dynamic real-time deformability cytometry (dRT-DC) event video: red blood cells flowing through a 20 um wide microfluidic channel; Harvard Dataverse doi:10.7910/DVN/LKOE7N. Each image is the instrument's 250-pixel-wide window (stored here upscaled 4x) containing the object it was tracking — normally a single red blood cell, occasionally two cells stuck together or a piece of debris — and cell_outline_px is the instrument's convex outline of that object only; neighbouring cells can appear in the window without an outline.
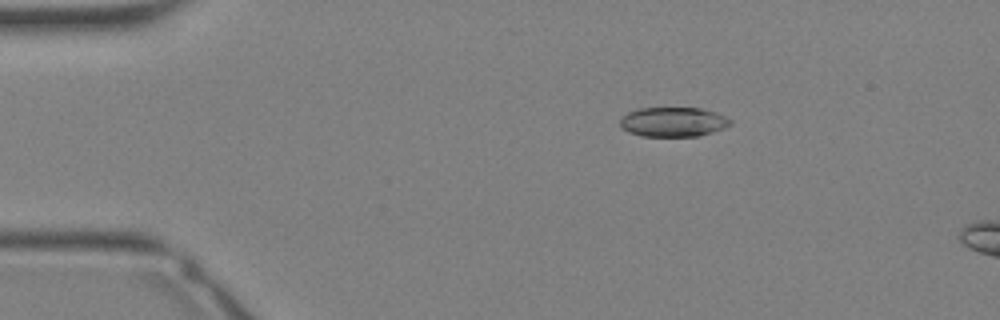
{"species": "Egyptian fruit bat (a non-hibernating species)", "species_latin": "Rousettus aegyptiacus", "temperature_condition": "warm", "stored_images_in_passage": 35, "camera_frame_rate_fps": 3000, "um_per_image_px": 0.085, "animal": {"sex": "female"}, "frame": {"image": 1, "passage_image": 7, "time_ms": 2.0, "image_size_px": [1000, 320], "cell_outline_px": [[732, 124], [724, 128], [712, 132], [696, 136], [640, 136], [628, 132], [620, 128], [620, 116], [628, 112], [640, 108], [700, 108], [724, 116], [732, 120]], "centroid_in_image_um": [57.17, 10.37], "position_along_channel_um": 27.8, "area_um2": 19.02}}
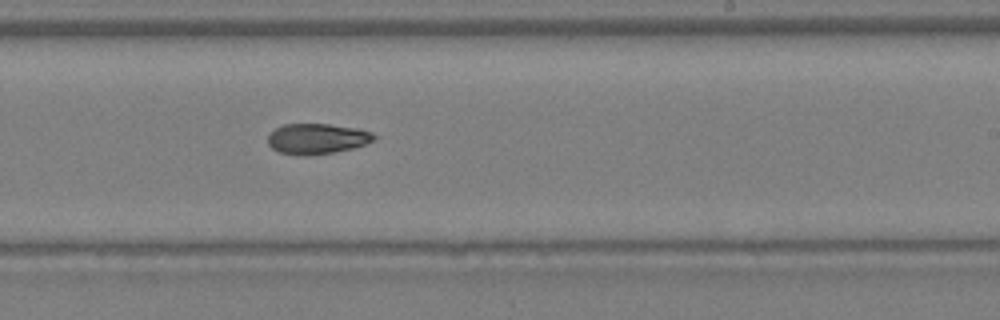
{"frame": {"image": 2, "passage_image": 22, "time_ms": 7.0, "image_size_px": [1000, 320], "cell_outline_px": [[376, 140], [368, 144], [352, 148], [332, 152], [280, 152], [272, 148], [268, 144], [268, 132], [284, 124], [328, 124], [360, 128], [372, 132], [376, 136]], "centroid_in_image_um": [27.01, 11.73], "position_along_channel_um": 262.0, "area_um2": 18.26}}
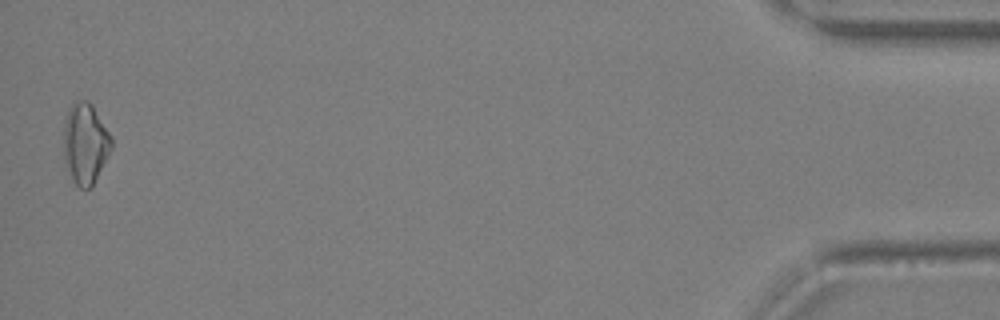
{"frame": {"image": 3, "passage_image": 35, "time_ms": 11.333, "image_size_px": [1000, 320], "cell_outline_px": [[112, 148], [92, 188], [80, 188], [72, 180], [64, 160], [64, 120], [68, 108], [76, 100], [88, 100], [92, 104], [112, 136]], "centroid_in_image_um": [7.25, 12.19], "position_along_channel_um": 427.9, "area_um2": 22.77}}